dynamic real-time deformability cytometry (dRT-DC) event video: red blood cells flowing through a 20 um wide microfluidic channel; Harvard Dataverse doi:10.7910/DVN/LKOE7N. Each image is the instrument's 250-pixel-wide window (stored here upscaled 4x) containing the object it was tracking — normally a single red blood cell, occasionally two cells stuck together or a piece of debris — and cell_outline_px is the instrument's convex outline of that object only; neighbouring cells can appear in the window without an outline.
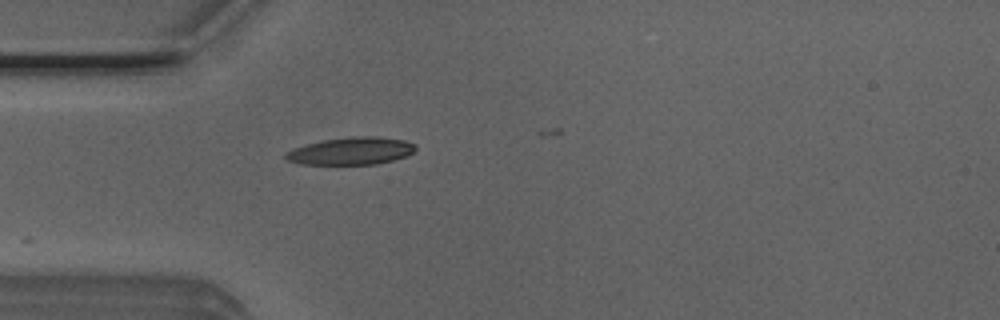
{"species": "Egyptian fruit bat (a non-hibernating species)", "species_latin": "Rousettus aegyptiacus", "temperature_condition": "room temperature", "stored_images_in_passage": 4, "camera_frame_rate_fps": 3000, "um_per_image_px": 0.085, "animal": {"sex": "male"}, "frame": {"image": 1, "passage_image": 4, "time_ms": 1.0, "image_size_px": [1000, 320], "cell_outline_px": [[416, 148], [408, 156], [376, 164], [300, 164], [288, 160], [284, 156], [284, 152], [308, 144], [324, 140], [352, 136], [380, 136], [404, 140], [416, 144]], "centroid_in_image_um": [29.88, 12.83], "position_along_channel_um": 55.1, "area_um2": 20.69}}